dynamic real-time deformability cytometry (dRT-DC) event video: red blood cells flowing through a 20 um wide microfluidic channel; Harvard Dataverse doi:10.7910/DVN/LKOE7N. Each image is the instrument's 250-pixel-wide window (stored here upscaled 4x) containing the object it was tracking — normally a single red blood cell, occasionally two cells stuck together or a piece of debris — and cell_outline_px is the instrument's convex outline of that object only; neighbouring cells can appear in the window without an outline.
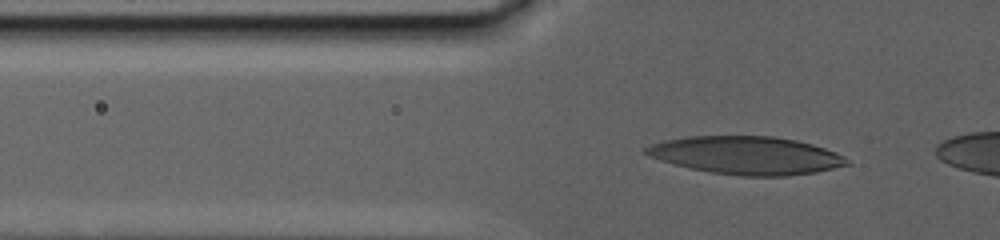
{"species": "human", "species_latin": "Homo sapiens", "temperature_condition": "warm", "stored_images_in_passage": 50, "camera_frame_rate_fps": 3000, "um_per_image_px": 0.085, "donor": {"sex": "male"}, "frame": {"image": 1, "passage_image": 2, "time_ms": 0.333, "image_size_px": [1000, 240], "cell_outline_px": [[848, 164], [816, 172], [784, 176], [740, 176], [712, 172], [688, 168], [660, 160], [648, 156], [644, 152], [644, 148], [652, 144], [664, 140], [688, 136], [772, 136], [796, 140], [812, 144], [836, 152], [844, 156], [848, 160]], "centroid_in_image_um": [63.41, 13.2], "position_along_channel_um": 62.4, "area_um2": 44.33}}
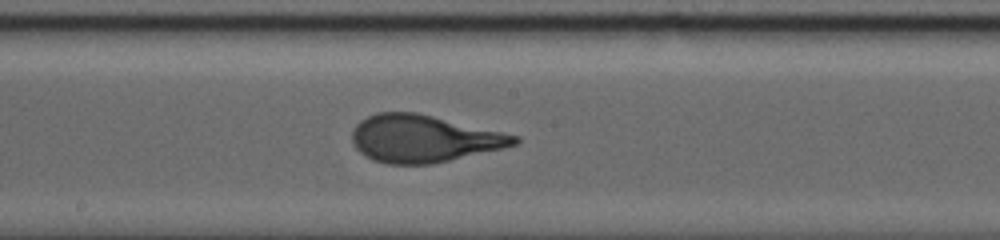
{"frame": {"image": 2, "passage_image": 29, "time_ms": 8.0, "image_size_px": [1000, 240], "cell_outline_px": [[520, 140], [516, 144], [504, 148], [432, 164], [388, 164], [372, 160], [364, 156], [352, 144], [352, 128], [360, 120], [376, 112], [416, 112], [520, 136]], "centroid_in_image_um": [35.97, 11.78], "position_along_channel_um": 212.2, "area_um2": 44.8}}
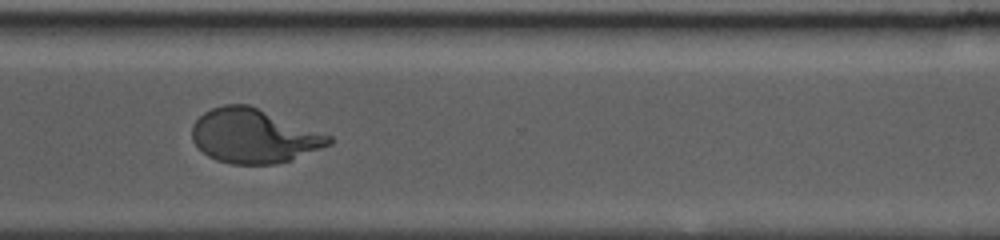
{"frame": {"image": 3, "passage_image": 49, "time_ms": 14.333, "image_size_px": [1000, 240], "cell_outline_px": [[332, 144], [292, 160], [276, 164], [232, 164], [216, 160], [208, 156], [192, 140], [192, 124], [204, 112], [212, 108], [224, 104], [248, 104], [332, 136]], "centroid_in_image_um": [21.57, 11.56], "position_along_channel_um": 349.0, "area_um2": 43.12}}